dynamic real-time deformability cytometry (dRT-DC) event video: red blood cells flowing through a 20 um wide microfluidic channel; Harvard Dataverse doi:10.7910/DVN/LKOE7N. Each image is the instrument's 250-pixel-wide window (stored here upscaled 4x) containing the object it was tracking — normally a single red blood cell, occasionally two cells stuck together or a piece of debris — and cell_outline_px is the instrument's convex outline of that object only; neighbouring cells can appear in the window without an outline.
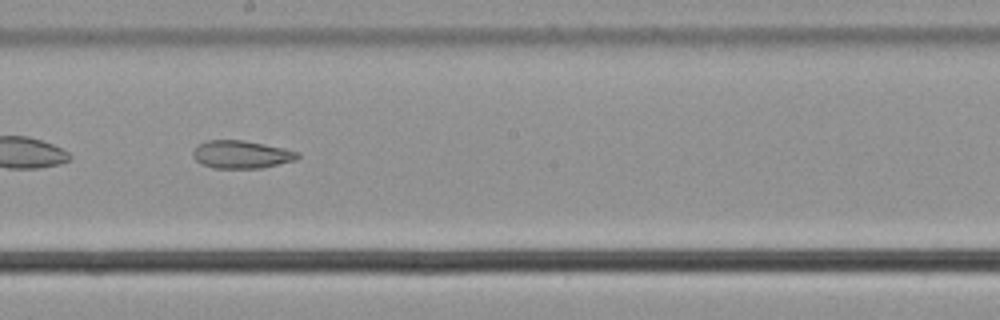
{"species": "common noctule bat (a hibernating species)", "species_latin": "Nyctalus noctula", "temperature_condition": "cold", "stored_images_in_passage": 55, "camera_frame_rate_fps": 3000, "um_per_image_px": 0.085, "animal": {"sex": "male", "body_mass_g": 21.5, "forearm_length_mm": 52.0}, "frame": {"image": 1, "passage_image": 32, "time_ms": 10.333, "image_size_px": [1000, 320], "cell_outline_px": [[300, 156], [296, 160], [260, 168], [212, 168], [200, 164], [192, 156], [192, 152], [200, 144], [208, 140], [244, 140], [284, 148], [296, 152]], "centroid_in_image_um": [20.49, 13.13], "position_along_channel_um": 227.7, "area_um2": 16.88}}
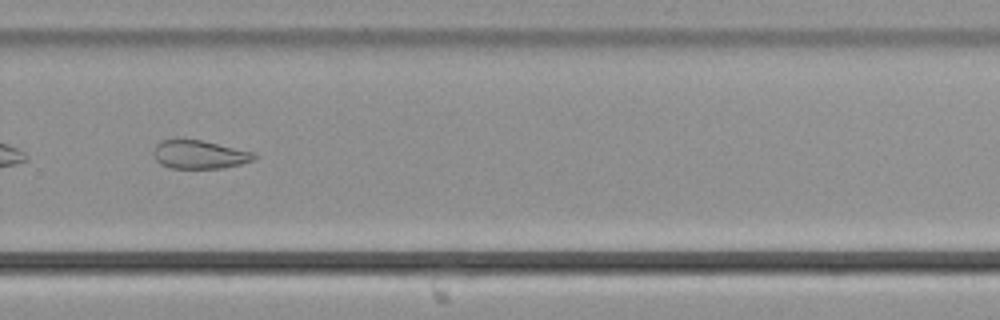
{"frame": {"image": 2, "passage_image": 39, "time_ms": 12.667, "image_size_px": [1000, 320], "cell_outline_px": [[256, 156], [252, 160], [240, 164], [224, 168], [172, 168], [160, 164], [156, 160], [152, 152], [156, 144], [160, 140], [180, 136], [200, 140], [256, 152]], "centroid_in_image_um": [16.89, 13.09], "position_along_channel_um": 312.9, "area_um2": 17.17}}
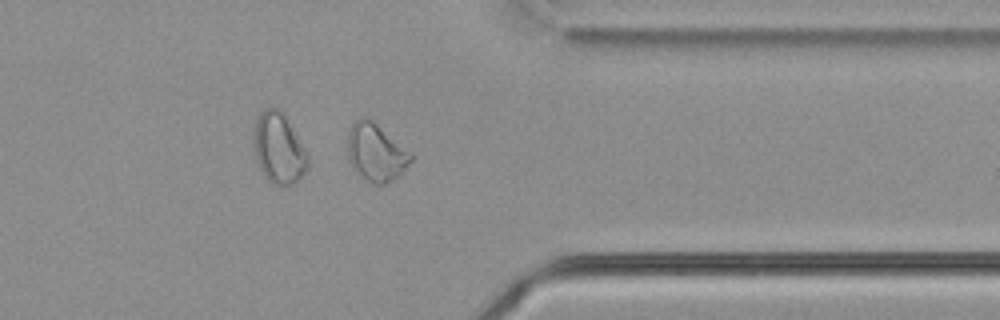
{"frame": {"image": 3, "passage_image": 45, "time_ms": 14.667, "image_size_px": [1000, 320], "cell_outline_px": [[412, 160], [392, 180], [384, 184], [376, 184], [360, 176], [352, 168], [348, 160], [348, 132], [352, 124], [360, 116], [368, 116], [412, 152]], "centroid_in_image_um": [31.93, 12.91], "position_along_channel_um": 379.5, "area_um2": 21.27}, "authors_computed_cell_mechanics": {"area_um2": 23.1778, "velocity_mm_per_s": 3.6567, "shape_relaxation_time_tau1_ms": null, "shape_relaxation_time_tau2_ms": 4.8094, "deformation_change_tau1": null, "deformation_change_tau2": 0.1098}}